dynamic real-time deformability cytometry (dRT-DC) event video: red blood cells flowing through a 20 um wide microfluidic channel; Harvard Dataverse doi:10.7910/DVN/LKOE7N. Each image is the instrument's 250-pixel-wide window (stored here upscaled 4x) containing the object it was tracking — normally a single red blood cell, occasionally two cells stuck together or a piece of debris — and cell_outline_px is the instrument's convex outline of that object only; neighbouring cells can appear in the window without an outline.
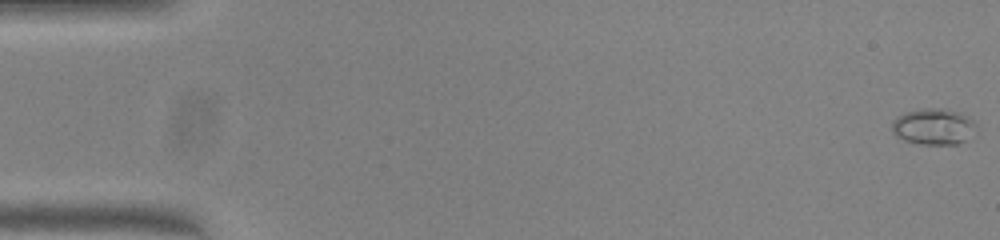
{"species": "common noctule bat (a hibernating species)", "species_latin": "Nyctalus noctula", "temperature_condition": "warm", "stored_images_in_passage": 51, "camera_frame_rate_fps": 3000, "um_per_image_px": 0.085, "animal": {"sex": "female", "body_mass_g": 23.0, "forearm_length_mm": 53.4}, "frame": {"image": 1, "passage_image": 1, "time_ms": 0.0, "image_size_px": [1000, 240], "cell_outline_px": [[976, 124], [964, 140], [956, 144], [924, 144], [904, 140], [896, 136], [892, 132], [892, 120], [908, 112], [928, 108], [940, 108], [960, 112], [972, 120]], "centroid_in_image_um": [79.3, 10.75], "position_along_channel_um": 5.7, "area_um2": 17.17}}
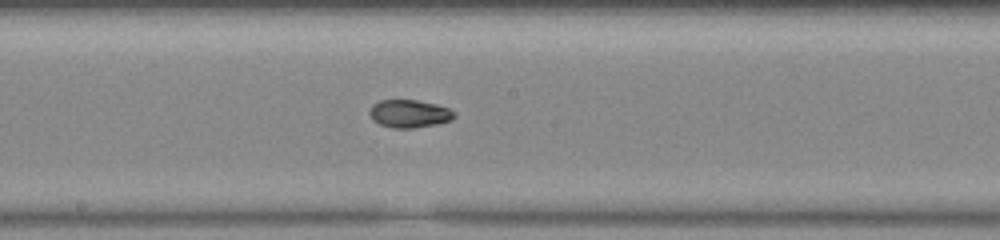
{"frame": {"image": 2, "passage_image": 28, "time_ms": 9.0, "image_size_px": [1000, 240], "cell_outline_px": [[456, 116], [452, 120], [436, 124], [412, 128], [392, 128], [380, 124], [372, 120], [368, 112], [372, 104], [380, 100], [416, 100], [436, 104], [448, 108], [456, 112]], "centroid_in_image_um": [34.78, 9.66], "position_along_channel_um": 213.4, "area_um2": 13.87}}
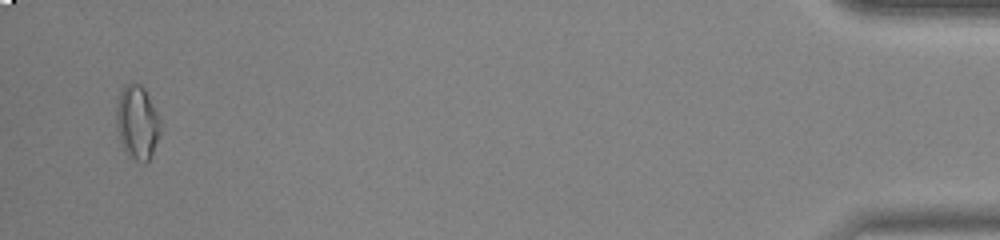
{"frame": {"image": 3, "passage_image": 50, "time_ms": 16.333, "image_size_px": [1000, 240], "cell_outline_px": [[160, 132], [152, 156], [144, 164], [136, 160], [124, 152], [120, 144], [116, 128], [116, 104], [120, 88], [128, 84], [140, 84], [144, 88], [160, 120]], "centroid_in_image_um": [11.63, 10.43], "position_along_channel_um": 423.6, "area_um2": 19.13}, "authors_computed_cell_mechanics": {"area_um2": 14.0454, "velocity_mm_per_s": 4.0373, "shape_relaxation_time_tau1_ms": null, "shape_relaxation_time_tau2_ms": 2.9949, "deformation_change_tau1": null, "deformation_change_tau2": 0.0661}}